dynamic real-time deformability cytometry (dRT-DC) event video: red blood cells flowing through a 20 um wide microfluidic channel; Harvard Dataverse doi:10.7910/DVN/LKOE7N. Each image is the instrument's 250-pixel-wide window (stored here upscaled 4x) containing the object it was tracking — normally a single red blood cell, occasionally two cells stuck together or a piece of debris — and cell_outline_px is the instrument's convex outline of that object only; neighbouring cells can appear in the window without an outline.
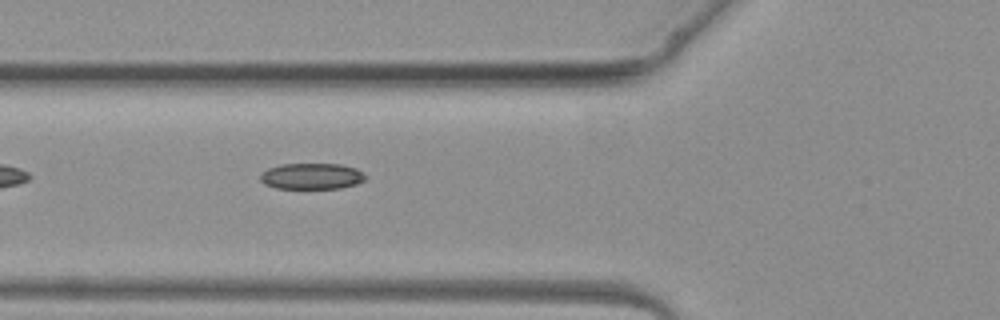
{"species": "common noctule bat (a hibernating species)", "species_latin": "Nyctalus noctula", "temperature_condition": "warm", "stored_images_in_passage": 2, "camera_frame_rate_fps": 3000, "um_per_image_px": 0.085, "animal": {"sex": "female", "body_mass_g": 19.3, "forearm_length_mm": 54.1}, "frame": {"image": 1, "passage_image": 2, "time_ms": 2.0, "image_size_px": [1000, 320], "cell_outline_px": [[368, 176], [364, 180], [356, 184], [340, 188], [276, 188], [264, 184], [260, 180], [260, 172], [268, 168], [280, 164], [340, 164], [356, 168]], "centroid_in_image_um": [26.48, 14.97], "position_along_channel_um": 99.3, "area_um2": 16.07}}